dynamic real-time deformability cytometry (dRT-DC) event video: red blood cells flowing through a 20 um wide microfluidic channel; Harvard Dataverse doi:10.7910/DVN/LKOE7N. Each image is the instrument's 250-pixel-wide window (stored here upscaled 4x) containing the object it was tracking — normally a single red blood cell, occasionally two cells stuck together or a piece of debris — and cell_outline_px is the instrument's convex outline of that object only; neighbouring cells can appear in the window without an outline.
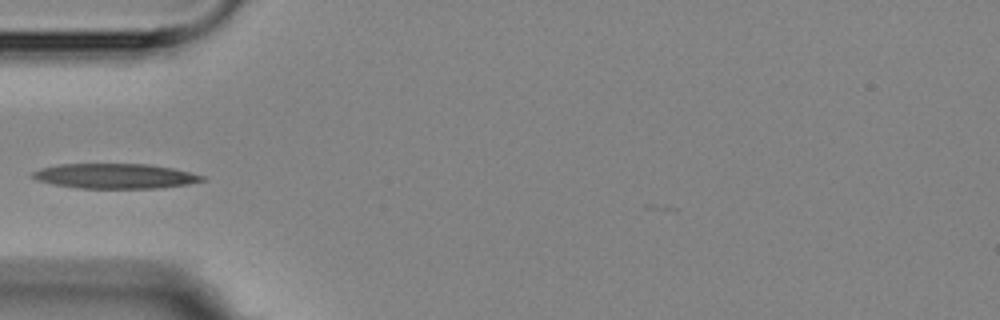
{"species": "Egyptian fruit bat (a non-hibernating species)", "species_latin": "Rousettus aegyptiacus", "temperature_condition": "room temperature", "stored_images_in_passage": 2, "camera_frame_rate_fps": 3000, "um_per_image_px": 0.085, "animal": {"sex": "female"}, "frame": {"image": 1, "passage_image": 2, "time_ms": 1.667, "image_size_px": [1000, 320], "cell_outline_px": [[208, 180], [188, 184], [160, 188], [76, 188], [52, 184], [36, 180], [32, 176], [32, 172], [40, 168], [60, 164], [148, 164], [172, 168], [204, 176]], "centroid_in_image_um": [9.77, 14.97], "position_along_channel_um": 75.2, "area_um2": 24.68}}